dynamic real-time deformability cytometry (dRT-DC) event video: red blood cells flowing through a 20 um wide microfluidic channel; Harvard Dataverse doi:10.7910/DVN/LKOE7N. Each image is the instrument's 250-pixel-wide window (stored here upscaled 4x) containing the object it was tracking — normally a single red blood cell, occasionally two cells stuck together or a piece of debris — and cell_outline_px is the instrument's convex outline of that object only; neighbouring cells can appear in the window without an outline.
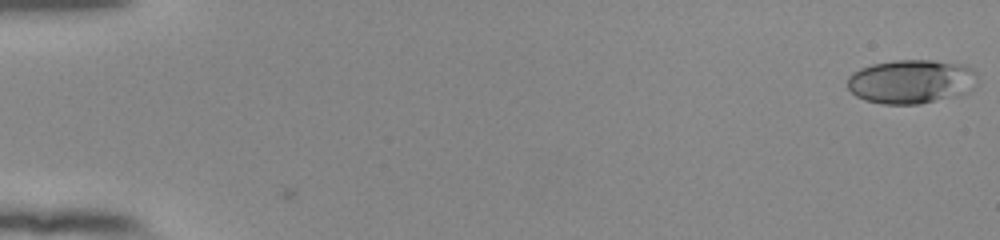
{"species": "human", "species_latin": "Homo sapiens", "temperature_condition": "room temperature", "stored_images_in_passage": 54, "camera_frame_rate_fps": 3000, "um_per_image_px": 0.085, "donor": {"sex": "female"}, "frame": {"image": 1, "passage_image": 1, "time_ms": 0.0, "image_size_px": [1000, 240], "cell_outline_px": [[976, 76], [972, 88], [968, 92], [920, 104], [884, 104], [868, 100], [856, 96], [848, 88], [848, 76], [852, 72], [860, 68], [872, 64], [892, 60], [932, 60], [968, 64], [976, 72]], "centroid_in_image_um": [77.45, 6.91], "position_along_channel_um": 7.6, "area_um2": 33.35}}
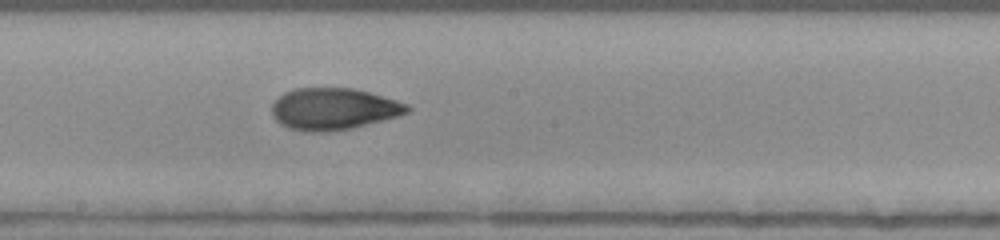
{"frame": {"image": 2, "passage_image": 31, "time_ms": 10.0, "image_size_px": [1000, 240], "cell_outline_px": [[412, 108], [408, 112], [396, 116], [352, 128], [324, 132], [308, 132], [288, 128], [280, 124], [272, 116], [272, 104], [284, 92], [292, 88], [352, 88], [368, 92], [396, 100], [408, 104]], "centroid_in_image_um": [28.31, 9.26], "position_along_channel_um": 219.9, "area_um2": 32.83}}
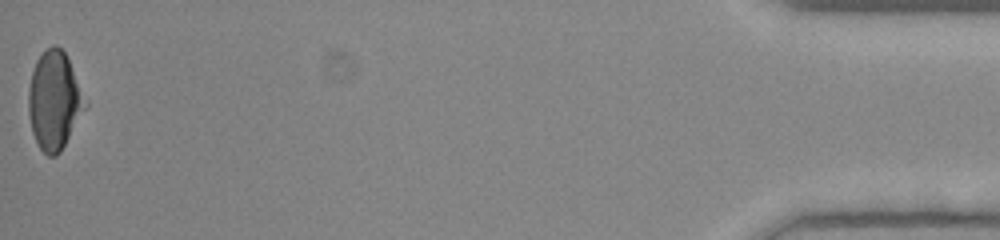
{"frame": {"image": 3, "passage_image": 54, "time_ms": 17.667, "image_size_px": [1000, 240], "cell_outline_px": [[88, 104], [60, 152], [56, 156], [48, 156], [40, 148], [32, 132], [28, 112], [28, 92], [32, 72], [36, 60], [52, 44], [56, 44], [64, 52], [68, 60]], "centroid_in_image_um": [4.6, 8.56], "position_along_channel_um": 430.6, "area_um2": 31.96}, "authors_computed_cell_mechanics": {"area_um2": 32.2524, "velocity_mm_per_s": 3.9201, "shape_relaxation_time_tau1_ms": 10.8589, "shape_relaxation_time_tau2_ms": 1.9314, "deformation_change_tau1": 0.2707, "deformation_change_tau2": 0.0763}}